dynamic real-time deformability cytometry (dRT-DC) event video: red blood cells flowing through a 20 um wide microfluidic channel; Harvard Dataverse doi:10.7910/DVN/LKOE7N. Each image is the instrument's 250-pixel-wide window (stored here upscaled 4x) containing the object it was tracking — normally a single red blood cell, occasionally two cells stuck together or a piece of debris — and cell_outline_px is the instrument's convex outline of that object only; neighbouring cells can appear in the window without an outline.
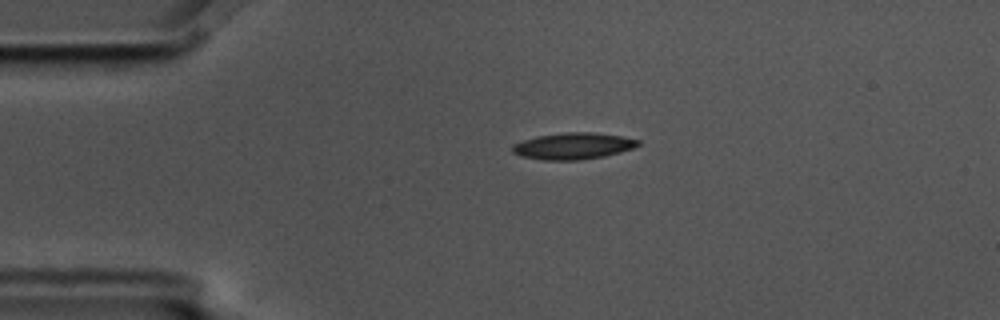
{"species": "common noctule bat (a hibernating species)", "species_latin": "Nyctalus noctula", "temperature_condition": "cold", "stored_images_in_passage": 3, "segment_of_instrument_passage": [1, 2], "camera_frame_rate_fps": 3000, "um_per_image_px": 0.085, "animal": {"sex": "male", "body_mass_g": 17.5, "forearm_length_mm": 52.3}, "frame": {"image": 1, "passage_image": 1, "time_ms": 0.0, "image_size_px": [1000, 320], "cell_outline_px": [[640, 144], [632, 148], [620, 152], [604, 156], [580, 160], [544, 160], [520, 156], [512, 152], [512, 144], [536, 136], [564, 132], [592, 132], [620, 136], [640, 140]], "centroid_in_image_um": [48.69, 12.41], "position_along_channel_um": 36.3, "area_um2": 19.42}}